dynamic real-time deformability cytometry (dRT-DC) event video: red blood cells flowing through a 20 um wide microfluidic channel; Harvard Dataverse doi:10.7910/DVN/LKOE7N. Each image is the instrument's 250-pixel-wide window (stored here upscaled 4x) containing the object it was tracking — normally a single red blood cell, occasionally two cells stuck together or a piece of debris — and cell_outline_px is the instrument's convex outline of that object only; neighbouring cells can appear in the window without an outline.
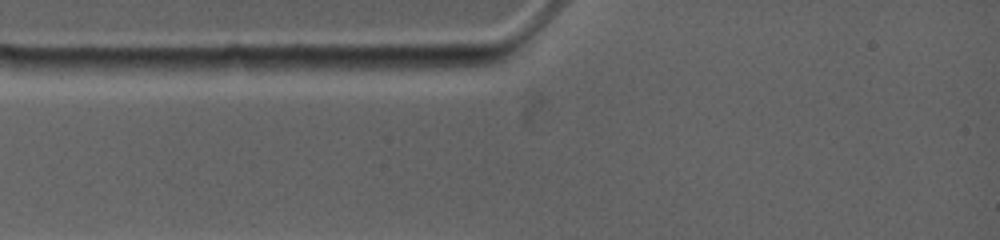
{"species": "common noctule bat (a hibernating species)", "species_latin": "Nyctalus noctula", "temperature_condition": "warm", "stored_images_in_passage": 3, "camera_frame_rate_fps": 4500, "um_per_image_px": 0.085, "animal": {"sex": "female", "body_mass_g": 19.0, "forearm_length_mm": 53.3}, "frame": {"image": 1, "passage_image": 1, "time_ms": 0.0, "image_size_px": [1000, 240], "cell_outline_px": [[504, 60], [488, 64], [456, 68], [360, 68], [368, 56], [476, 56]], "centroid_in_image_um": [36.18, 5.26], "position_along_channel_um": 48.8, "area_um2": 10.58}}